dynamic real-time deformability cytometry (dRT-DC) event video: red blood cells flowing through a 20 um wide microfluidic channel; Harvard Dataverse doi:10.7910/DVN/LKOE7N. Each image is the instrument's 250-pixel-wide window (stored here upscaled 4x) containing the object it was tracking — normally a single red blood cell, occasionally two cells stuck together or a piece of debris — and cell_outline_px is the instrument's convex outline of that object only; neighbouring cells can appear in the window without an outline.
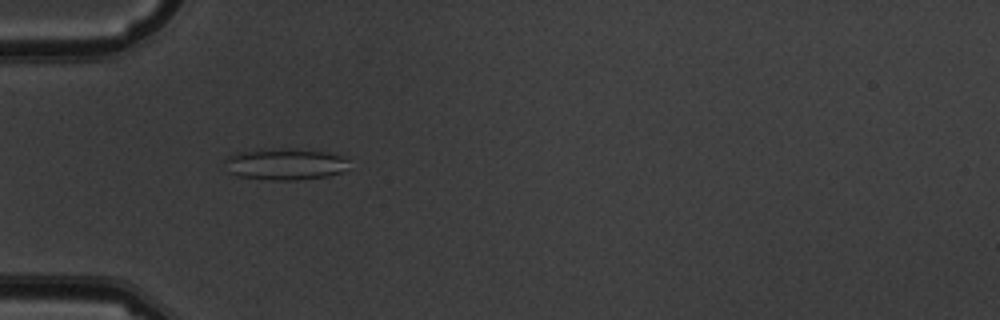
{"species": "common noctule bat (a hibernating species)", "species_latin": "Nyctalus noctula", "temperature_condition": "warm", "stored_images_in_passage": 8, "camera_frame_rate_fps": 3000, "um_per_image_px": 0.085, "animal": {"sex": "male", "body_mass_g": 19.5, "forearm_length_mm": 54.6}, "frame": {"image": 1, "passage_image": 6, "time_ms": 6.0, "image_size_px": [1000, 320], "cell_outline_px": [[348, 160], [340, 172], [328, 176], [292, 180], [272, 180], [236, 176], [228, 172], [224, 160], [228, 156], [236, 152], [288, 148], [296, 148], [324, 152], [344, 156]], "centroid_in_image_um": [24.17, 13.95], "position_along_channel_um": 60.8, "area_um2": 22.6}}
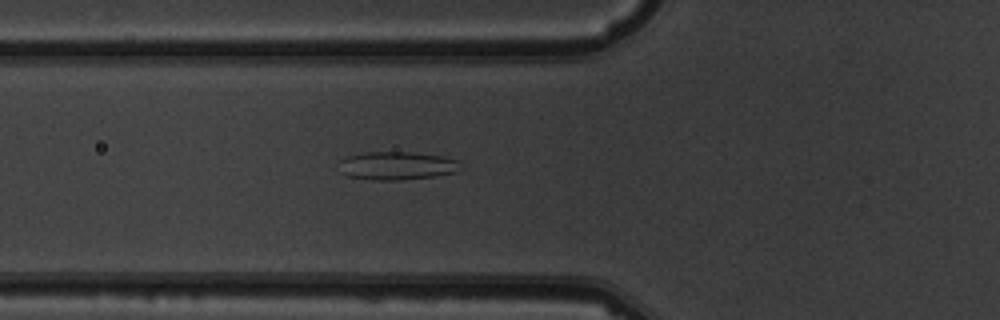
{"frame": {"image": 2, "passage_image": 7, "time_ms": 7.0, "image_size_px": [1000, 320], "cell_outline_px": [[460, 160], [456, 172], [432, 176], [404, 180], [372, 180], [348, 176], [340, 172], [336, 164], [344, 156], [364, 152], [412, 152], [440, 156]], "centroid_in_image_um": [33.63, 14.08], "position_along_channel_um": 92.2, "area_um2": 20.17}}